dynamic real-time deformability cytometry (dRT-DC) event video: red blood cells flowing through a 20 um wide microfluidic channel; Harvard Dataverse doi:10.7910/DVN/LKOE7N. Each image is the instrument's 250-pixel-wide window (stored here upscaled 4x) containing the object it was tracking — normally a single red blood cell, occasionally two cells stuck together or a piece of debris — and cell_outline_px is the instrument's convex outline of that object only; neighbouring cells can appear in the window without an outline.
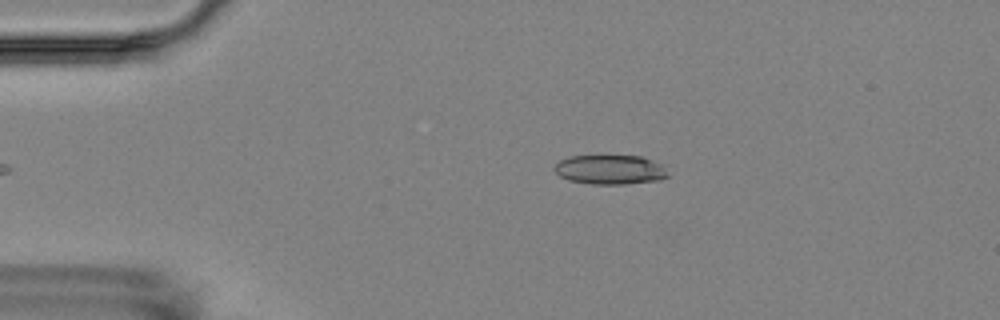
{"species": "Egyptian fruit bat (a non-hibernating species)", "species_latin": "Rousettus aegyptiacus", "temperature_condition": "room temperature", "stored_images_in_passage": 5, "camera_frame_rate_fps": 3000, "um_per_image_px": 0.085, "animal": {"sex": "female"}, "frame": {"image": 1, "passage_image": 5, "time_ms": 4.667, "image_size_px": [1000, 320], "cell_outline_px": [[668, 176], [660, 180], [624, 184], [592, 184], [568, 180], [560, 176], [552, 168], [560, 160], [568, 156], [640, 156], [652, 160], [660, 164], [664, 168]], "centroid_in_image_um": [51.82, 14.42], "position_along_channel_um": 33.2, "area_um2": 19.36}}